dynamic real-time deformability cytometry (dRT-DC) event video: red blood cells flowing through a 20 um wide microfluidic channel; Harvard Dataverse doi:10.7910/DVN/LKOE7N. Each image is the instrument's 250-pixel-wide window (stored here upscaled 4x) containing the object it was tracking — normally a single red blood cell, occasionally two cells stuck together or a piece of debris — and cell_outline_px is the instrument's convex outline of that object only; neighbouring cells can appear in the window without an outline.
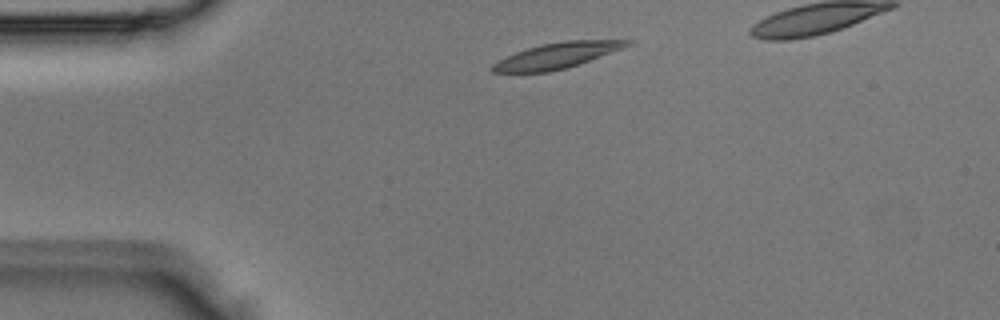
{"species": "Egyptian fruit bat (a non-hibernating species)", "species_latin": "Rousettus aegyptiacus", "temperature_condition": "room temperature", "stored_images_in_passage": 3, "camera_frame_rate_fps": 3000, "um_per_image_px": 0.085, "animal": {"sex": "male"}, "frame": {"image": 1, "passage_image": 1, "time_ms": 0.0, "image_size_px": [1000, 320], "cell_outline_px": [[636, 40], [632, 44], [580, 64], [568, 68], [548, 72], [492, 72], [488, 68], [492, 64], [516, 52], [540, 44], [564, 40]], "centroid_in_image_um": [47.34, 4.72], "position_along_channel_um": 37.7, "area_um2": 20.11}}